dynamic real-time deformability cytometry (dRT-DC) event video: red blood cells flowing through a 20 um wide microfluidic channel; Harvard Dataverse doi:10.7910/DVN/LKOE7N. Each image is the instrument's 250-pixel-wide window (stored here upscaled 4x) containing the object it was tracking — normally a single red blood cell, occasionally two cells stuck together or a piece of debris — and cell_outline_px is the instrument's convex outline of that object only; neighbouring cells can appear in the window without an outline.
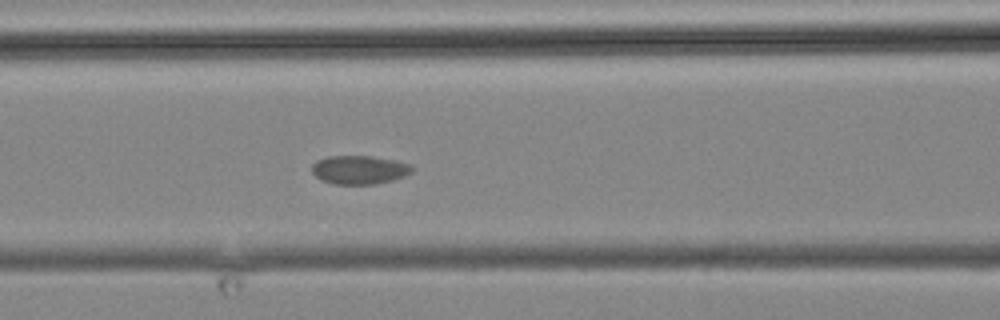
{"species": "common noctule bat (a hibernating species)", "species_latin": "Nyctalus noctula", "temperature_condition": "cold", "stored_images_in_passage": 4, "segment_of_instrument_passage": [1, 2], "camera_frame_rate_fps": 3000, "um_per_image_px": 0.085, "animal": {"sex": "male", "body_mass_g": 19.2, "forearm_length_mm": 51.8}, "frame": {"image": 1, "passage_image": 3, "time_ms": 2.333, "image_size_px": [1000, 320], "cell_outline_px": [[416, 168], [412, 172], [404, 176], [392, 180], [372, 184], [332, 184], [320, 180], [312, 172], [312, 164], [316, 160], [328, 156], [372, 156], [396, 160], [412, 164]], "centroid_in_image_um": [30.56, 14.42], "position_along_channel_um": 136.0, "area_um2": 16.94}}